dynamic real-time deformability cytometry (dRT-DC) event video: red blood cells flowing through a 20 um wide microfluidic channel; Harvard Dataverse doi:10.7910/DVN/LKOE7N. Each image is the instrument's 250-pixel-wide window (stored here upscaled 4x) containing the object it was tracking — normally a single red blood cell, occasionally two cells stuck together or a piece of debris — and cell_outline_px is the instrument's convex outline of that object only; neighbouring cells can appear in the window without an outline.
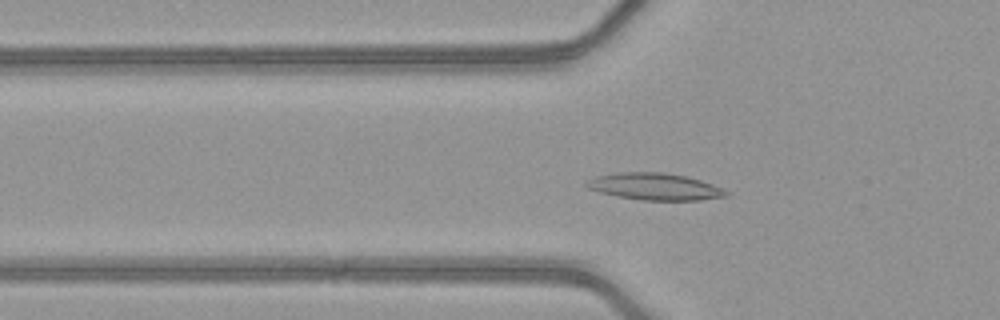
{"species": "common noctule bat (a hibernating species)", "species_latin": "Nyctalus noctula", "temperature_condition": "warm", "stored_images_in_passage": 49, "camera_frame_rate_fps": 3000, "um_per_image_px": 0.085, "animal": {"sex": "female", "body_mass_g": 21.9}, "frame": {"image": 1, "passage_image": 16, "time_ms": 5.0, "image_size_px": [1000, 320], "cell_outline_px": [[728, 196], [700, 200], [644, 200], [616, 196], [600, 192], [588, 188], [584, 184], [588, 180], [596, 176], [616, 172], [664, 172], [688, 176], [712, 184], [728, 192]], "centroid_in_image_um": [55.64, 15.85], "position_along_channel_um": 70.2, "area_um2": 21.85}}
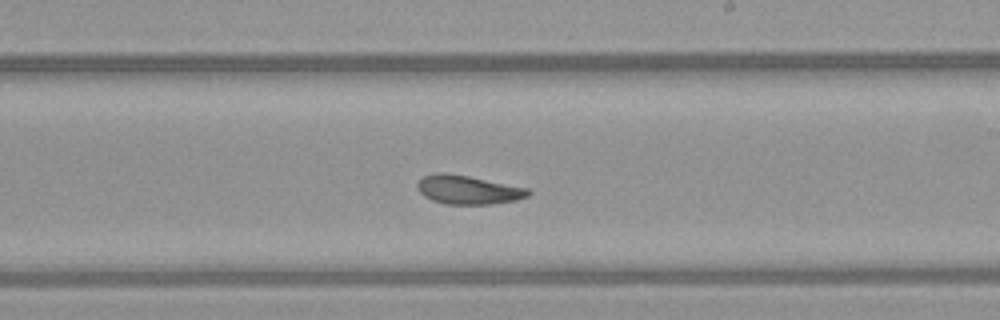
{"frame": {"image": 2, "passage_image": 29, "time_ms": 9.333, "image_size_px": [1000, 320], "cell_outline_px": [[532, 192], [528, 196], [516, 200], [492, 204], [444, 204], [432, 200], [424, 196], [416, 188], [416, 184], [424, 176], [436, 172], [444, 172], [468, 176], [528, 188]], "centroid_in_image_um": [39.77, 16.13], "position_along_channel_um": 249.2, "area_um2": 18.61}}
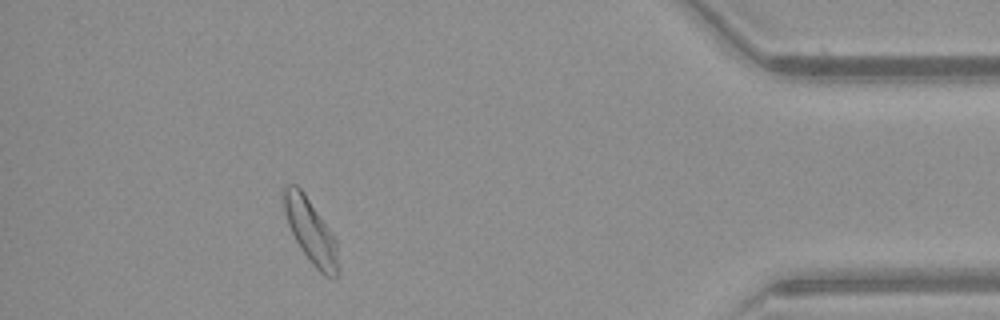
{"frame": {"image": 3, "passage_image": 44, "time_ms": 14.333, "image_size_px": [1000, 320], "cell_outline_px": [[336, 280], [324, 276], [312, 264], [300, 248], [288, 224], [284, 212], [284, 188], [288, 184], [296, 184], [304, 192], [336, 240]], "centroid_in_image_um": [26.38, 19.64], "position_along_channel_um": 408.8, "area_um2": 19.65}, "authors_computed_cell_mechanics": {"area_um2": 19.652, "velocity_mm_per_s": 4.1364, "shape_relaxation_time_tau1_ms": 4.3392, "shape_relaxation_time_tau2_ms": 1.4951, "deformation_change_tau1": 0.131, "deformation_change_tau2": 0.0813}}